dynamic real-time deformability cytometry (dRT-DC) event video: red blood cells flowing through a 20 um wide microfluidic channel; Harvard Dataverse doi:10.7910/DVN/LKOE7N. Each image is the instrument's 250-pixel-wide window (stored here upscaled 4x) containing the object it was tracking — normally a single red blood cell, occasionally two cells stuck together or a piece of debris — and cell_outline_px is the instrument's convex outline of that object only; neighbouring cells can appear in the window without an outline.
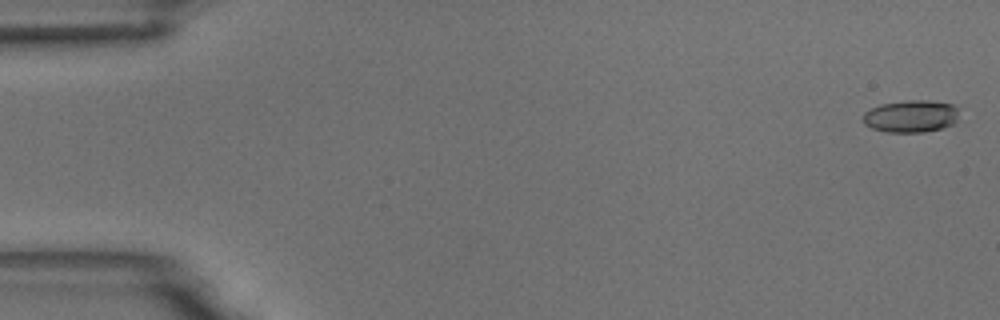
{"species": "common noctule bat (a hibernating species)", "species_latin": "Nyctalus noctula", "temperature_condition": "room temperature", "stored_images_in_passage": 6, "camera_frame_rate_fps": 3000, "um_per_image_px": 0.085, "animal": {"sex": "male", "body_mass_g": 18.8}, "frame": {"image": 1, "passage_image": 1, "time_ms": 0.0, "image_size_px": [1000, 320], "cell_outline_px": [[956, 120], [952, 124], [940, 128], [924, 132], [888, 132], [872, 128], [864, 124], [864, 112], [880, 104], [904, 100], [928, 100], [956, 104]], "centroid_in_image_um": [77.42, 9.86], "position_along_channel_um": 7.6, "area_um2": 17.98}}
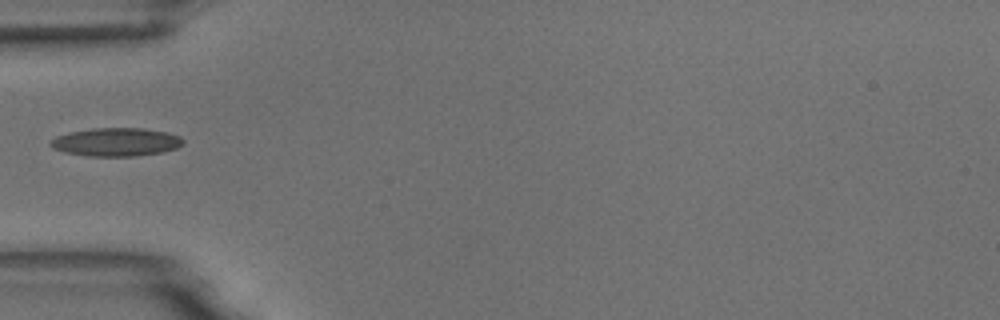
{"frame": {"image": 2, "passage_image": 5, "time_ms": 5.667, "image_size_px": [1000, 320], "cell_outline_px": [[184, 144], [176, 148], [160, 152], [136, 156], [88, 156], [64, 152], [52, 148], [48, 144], [56, 136], [68, 132], [92, 128], [144, 128], [168, 132], [180, 136], [184, 140]], "centroid_in_image_um": [9.86, 12.06], "position_along_channel_um": 75.1, "area_um2": 22.02}}